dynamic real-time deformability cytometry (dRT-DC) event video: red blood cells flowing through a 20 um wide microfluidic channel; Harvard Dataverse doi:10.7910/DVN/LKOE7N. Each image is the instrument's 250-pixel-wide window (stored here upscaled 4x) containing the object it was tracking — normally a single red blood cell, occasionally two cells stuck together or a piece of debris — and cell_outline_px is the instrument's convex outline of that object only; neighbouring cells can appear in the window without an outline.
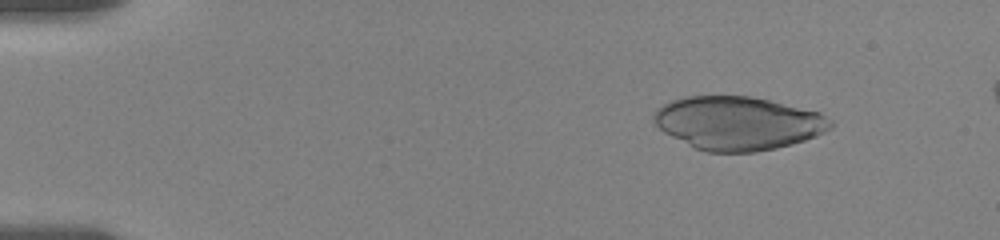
{"species": "human", "species_latin": "Homo sapiens", "temperature_condition": "room temperature", "stored_images_in_passage": 7, "camera_frame_rate_fps": 3000, "um_per_image_px": 0.085, "donor": {"sex": "female"}, "frame": {"image": 1, "passage_image": 2, "time_ms": 1.333, "image_size_px": [1000, 240], "cell_outline_px": [[832, 128], [816, 136], [792, 144], [776, 148], [756, 152], [708, 152], [696, 148], [664, 132], [652, 120], [652, 116], [664, 104], [672, 100], [684, 96], [748, 96], [768, 100], [820, 112], [832, 120]], "centroid_in_image_um": [62.75, 10.47], "position_along_channel_um": 22.3, "area_um2": 54.74}}